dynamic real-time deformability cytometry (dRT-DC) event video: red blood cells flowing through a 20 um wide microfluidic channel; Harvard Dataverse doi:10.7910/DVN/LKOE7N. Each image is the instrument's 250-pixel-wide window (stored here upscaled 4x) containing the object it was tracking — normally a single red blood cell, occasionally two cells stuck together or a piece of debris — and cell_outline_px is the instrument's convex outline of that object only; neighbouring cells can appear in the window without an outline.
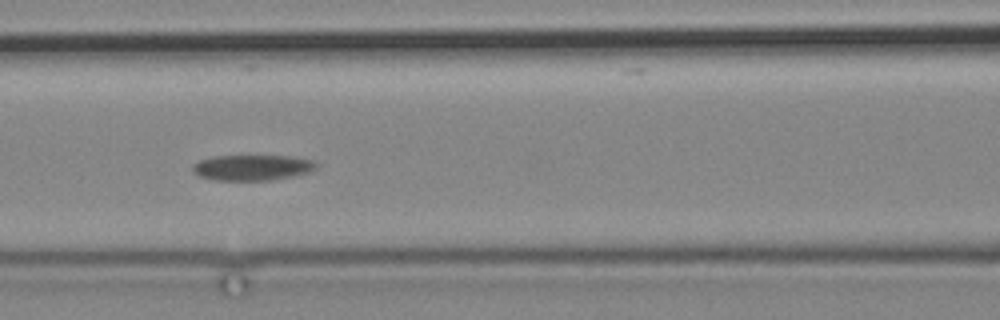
{"species": "common noctule bat (a hibernating species)", "species_latin": "Nyctalus noctula", "temperature_condition": "cold", "stored_images_in_passage": 3, "camera_frame_rate_fps": 3000, "um_per_image_px": 0.085, "animal": {"sex": "male", "body_mass_g": 19.2, "forearm_length_mm": 51.8}, "frame": {"image": 1, "passage_image": 3, "time_ms": 2.333, "image_size_px": [1000, 320], "cell_outline_px": [[320, 164], [316, 168], [308, 172], [292, 176], [268, 180], [216, 180], [200, 176], [192, 172], [192, 164], [200, 160], [212, 156], [288, 156], [316, 160]], "centroid_in_image_um": [21.45, 14.23], "position_along_channel_um": 145.1, "area_um2": 18.5}}